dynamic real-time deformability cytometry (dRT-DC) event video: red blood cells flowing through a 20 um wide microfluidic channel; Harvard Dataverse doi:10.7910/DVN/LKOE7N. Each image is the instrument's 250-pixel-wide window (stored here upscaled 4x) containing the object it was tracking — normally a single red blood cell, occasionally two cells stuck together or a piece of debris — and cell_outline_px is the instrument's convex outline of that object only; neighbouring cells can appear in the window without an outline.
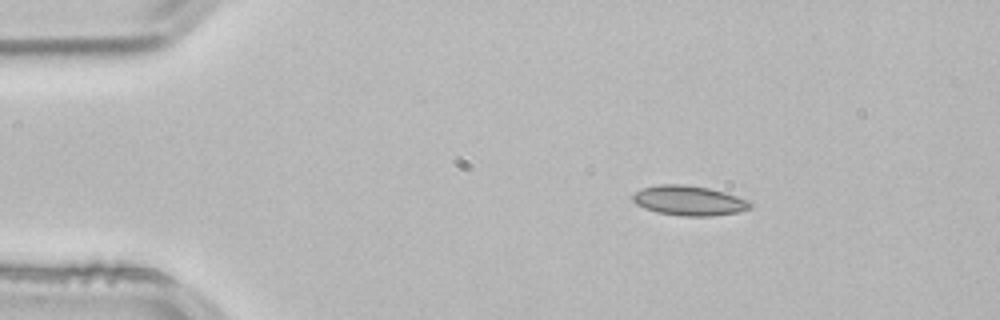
{"species": "common noctule bat (a hibernating species)", "species_latin": "Nyctalus noctula", "temperature_condition": "room temperature", "stored_images_in_passage": 45, "camera_frame_rate_fps": 3000, "um_per_image_px": 0.085, "animal": {"sex": "male", "body_mass_g": 21.5, "forearm_length_mm": 52.0}, "frame": {"image": 1, "passage_image": 1, "time_ms": 0.0, "image_size_px": [1000, 320], "cell_outline_px": [[752, 208], [736, 212], [712, 216], [684, 216], [656, 212], [644, 208], [636, 204], [632, 200], [632, 196], [636, 192], [644, 188], [660, 184], [684, 184], [708, 188], [724, 192], [748, 200], [752, 204]], "centroid_in_image_um": [58.56, 17.05], "position_along_channel_um": 26.4, "area_um2": 20.29}}
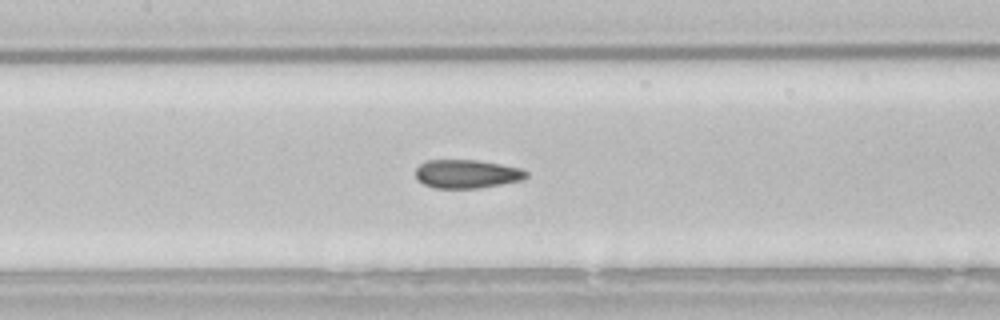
{"frame": {"image": 2, "passage_image": 17, "time_ms": 5.333, "image_size_px": [1000, 320], "cell_outline_px": [[528, 176], [524, 180], [480, 188], [432, 188], [416, 180], [416, 168], [420, 164], [428, 160], [476, 160], [500, 164], [520, 168], [528, 172]], "centroid_in_image_um": [39.68, 14.79], "position_along_channel_um": 167.7, "area_um2": 18.55}}
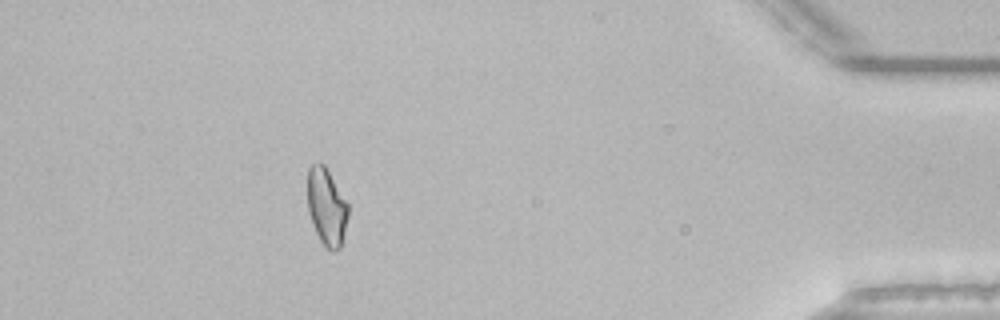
{"frame": {"image": 3, "passage_image": 40, "time_ms": 13.0, "image_size_px": [1000, 320], "cell_outline_px": [[348, 216], [340, 248], [332, 252], [320, 240], [312, 224], [308, 212], [308, 168], [312, 164], [324, 164], [348, 204]], "centroid_in_image_um": [27.75, 17.59], "position_along_channel_um": 407.4, "area_um2": 17.98}, "authors_computed_cell_mechanics": {"area_um2": 18.785, "velocity_mm_per_s": 3.8455, "shape_relaxation_time_tau1_ms": null, "shape_relaxation_time_tau2_ms": 2.0364, "deformation_change_tau1": null, "deformation_change_tau2": 0.0745}}